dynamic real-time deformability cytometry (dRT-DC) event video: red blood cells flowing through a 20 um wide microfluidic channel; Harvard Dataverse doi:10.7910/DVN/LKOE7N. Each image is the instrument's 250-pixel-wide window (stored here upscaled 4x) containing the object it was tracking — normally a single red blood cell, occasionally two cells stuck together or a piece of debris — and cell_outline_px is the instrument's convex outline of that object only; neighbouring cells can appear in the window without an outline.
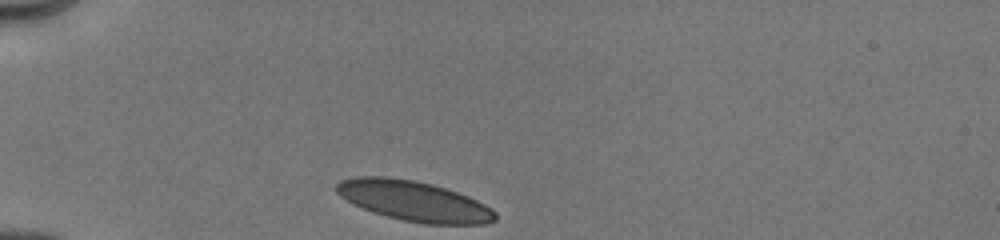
{"species": "human", "species_latin": "Homo sapiens", "temperature_condition": "cold", "stored_images_in_passage": 19, "camera_frame_rate_fps": 3000, "um_per_image_px": 0.085, "donor": {"sex": "male"}, "frame": {"image": 1, "passage_image": 1, "time_ms": 0.0, "image_size_px": [1000, 240], "cell_outline_px": [[496, 220], [484, 224], [424, 224], [404, 220], [372, 212], [352, 204], [340, 196], [336, 192], [336, 184], [340, 180], [356, 176], [384, 176], [412, 180], [432, 184], [468, 196], [492, 208], [496, 212]], "centroid_in_image_um": [35.16, 17.08], "position_along_channel_um": 49.8, "area_um2": 37.11}}
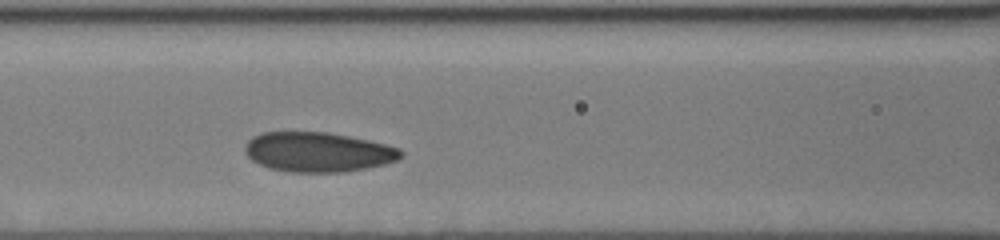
{"frame": {"image": 2, "passage_image": 9, "time_ms": 3.0, "image_size_px": [1000, 240], "cell_outline_px": [[404, 156], [400, 160], [368, 168], [340, 172], [292, 172], [268, 168], [252, 160], [248, 156], [244, 148], [248, 140], [252, 136], [260, 132], [328, 132], [368, 140], [400, 148], [404, 152]], "centroid_in_image_um": [27.05, 12.92], "position_along_channel_um": 139.5, "area_um2": 36.24}}
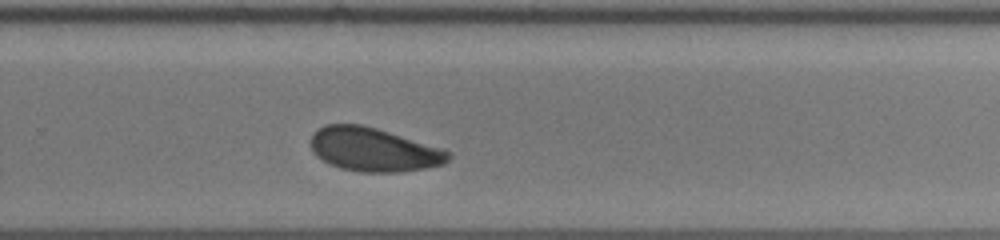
{"frame": {"image": 3, "passage_image": 19, "time_ms": 7.0, "image_size_px": [1000, 240], "cell_outline_px": [[452, 156], [444, 164], [424, 168], [400, 172], [360, 172], [340, 168], [328, 164], [316, 156], [312, 152], [312, 136], [324, 124], [360, 124], [376, 128], [444, 148], [452, 152]], "centroid_in_image_um": [31.79, 12.72], "position_along_channel_um": 298.0, "area_um2": 35.14}}